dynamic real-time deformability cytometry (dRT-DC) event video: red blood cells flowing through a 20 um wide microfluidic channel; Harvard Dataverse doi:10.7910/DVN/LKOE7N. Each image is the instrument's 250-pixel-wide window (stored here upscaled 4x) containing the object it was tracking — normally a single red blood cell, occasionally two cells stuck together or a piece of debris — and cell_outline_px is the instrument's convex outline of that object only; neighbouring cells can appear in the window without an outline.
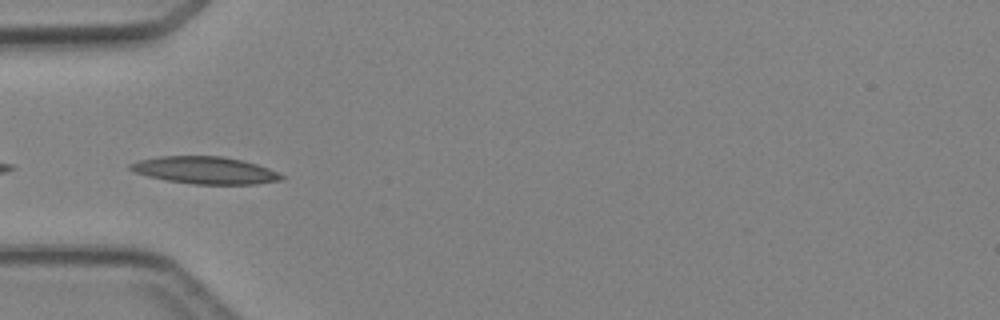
{"species": "Egyptian fruit bat (a non-hibernating species)", "species_latin": "Rousettus aegyptiacus", "temperature_condition": "cold", "stored_images_in_passage": 5, "camera_frame_rate_fps": 3000, "um_per_image_px": 0.085, "animal": {"sex": "female"}, "frame": {"image": 1, "passage_image": 5, "time_ms": 4.667, "image_size_px": [1000, 320], "cell_outline_px": [[284, 176], [280, 180], [256, 184], [196, 184], [168, 180], [148, 176], [136, 172], [128, 168], [128, 164], [140, 160], [160, 156], [220, 156], [240, 160], [256, 164], [268, 168]], "centroid_in_image_um": [17.41, 14.47], "position_along_channel_um": 67.6, "area_um2": 23.58}}